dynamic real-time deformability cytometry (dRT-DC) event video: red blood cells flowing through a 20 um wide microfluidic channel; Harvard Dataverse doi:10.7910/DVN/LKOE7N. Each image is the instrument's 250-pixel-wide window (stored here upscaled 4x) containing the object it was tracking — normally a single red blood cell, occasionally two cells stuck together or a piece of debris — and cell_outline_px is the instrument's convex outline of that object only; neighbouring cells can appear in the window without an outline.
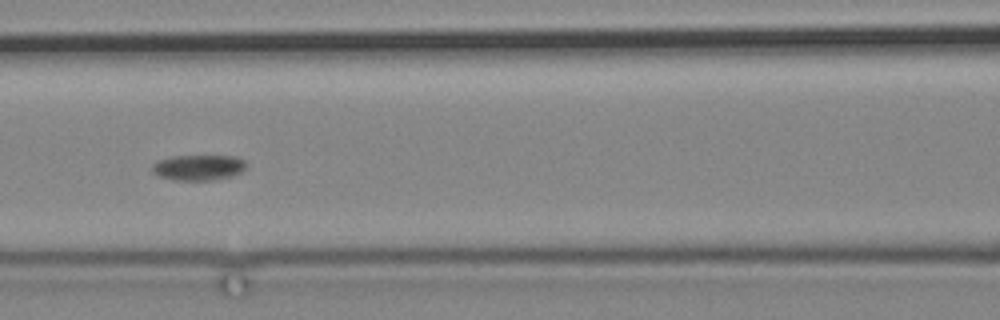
{"species": "common noctule bat (a hibernating species)", "species_latin": "Nyctalus noctula", "temperature_condition": "cold", "stored_images_in_passage": 4, "camera_frame_rate_fps": 3000, "um_per_image_px": 0.085, "animal": {"sex": "male", "body_mass_g": 19.2, "forearm_length_mm": 51.8}, "frame": {"image": 1, "passage_image": 3, "time_ms": 3.0, "image_size_px": [1000, 320], "cell_outline_px": [[248, 168], [232, 176], [212, 180], [172, 180], [160, 176], [152, 172], [152, 164], [160, 160], [172, 156], [236, 156], [244, 160]], "centroid_in_image_um": [16.89, 14.24], "position_along_channel_um": 149.7, "area_um2": 14.05}}
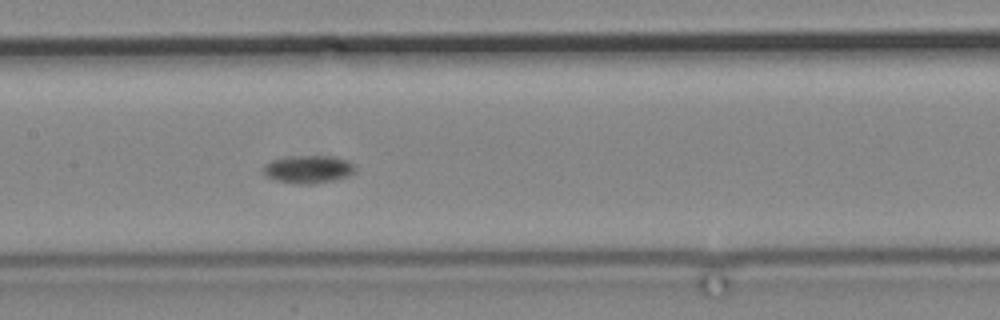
{"frame": {"image": 2, "passage_image": 4, "time_ms": 4.0, "image_size_px": [1000, 320], "cell_outline_px": [[356, 172], [348, 176], [336, 180], [312, 184], [300, 184], [272, 180], [264, 176], [260, 168], [264, 164], [272, 160], [292, 156], [332, 156], [348, 160], [356, 168]], "centroid_in_image_um": [26.17, 14.4], "position_along_channel_um": 181.2, "area_um2": 15.26}}